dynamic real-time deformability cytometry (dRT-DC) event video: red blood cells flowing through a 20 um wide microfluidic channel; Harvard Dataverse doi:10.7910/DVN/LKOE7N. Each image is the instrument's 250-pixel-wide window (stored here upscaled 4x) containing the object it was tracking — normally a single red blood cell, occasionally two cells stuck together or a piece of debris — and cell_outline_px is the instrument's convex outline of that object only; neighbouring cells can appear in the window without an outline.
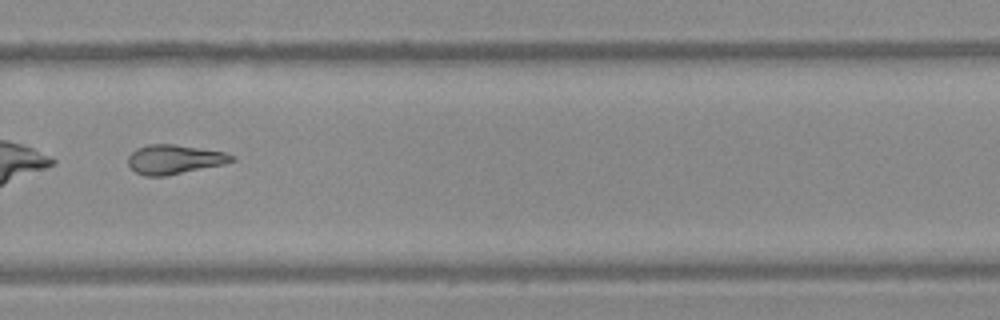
{"species": "Egyptian fruit bat (a non-hibernating species)", "species_latin": "Rousettus aegyptiacus", "temperature_condition": "warm", "stored_images_in_passage": 54, "camera_frame_rate_fps": 3000, "um_per_image_px": 0.085, "frame": {"image": 1, "passage_image": 39, "time_ms": 12.667, "image_size_px": [1000, 320], "cell_outline_px": [[236, 160], [224, 164], [164, 176], [144, 176], [136, 172], [128, 164], [128, 156], [136, 148], [148, 144], [172, 144], [224, 152], [236, 156]], "centroid_in_image_um": [14.81, 13.54], "position_along_channel_um": 315.0, "area_um2": 17.57}}